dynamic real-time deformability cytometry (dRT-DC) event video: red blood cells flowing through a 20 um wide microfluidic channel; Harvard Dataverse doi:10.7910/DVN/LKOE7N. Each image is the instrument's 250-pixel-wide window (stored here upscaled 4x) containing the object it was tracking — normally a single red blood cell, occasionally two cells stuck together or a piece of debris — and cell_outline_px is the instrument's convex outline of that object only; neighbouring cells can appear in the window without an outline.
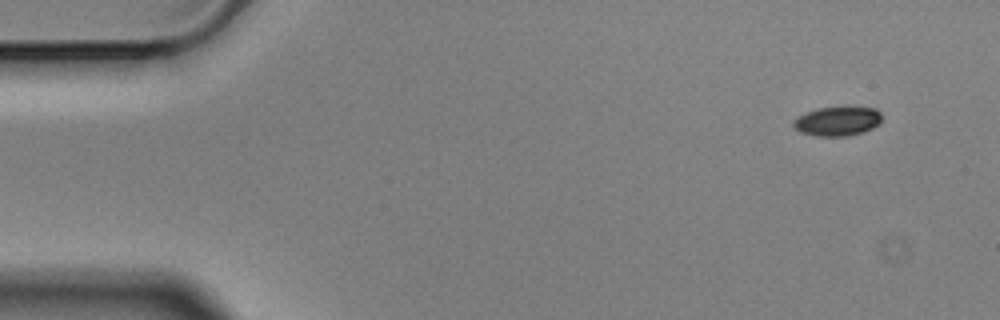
{"species": "Egyptian fruit bat (a non-hibernating species)", "species_latin": "Rousettus aegyptiacus", "temperature_condition": "cold", "stored_images_in_passage": 3, "camera_frame_rate_fps": 3000, "um_per_image_px": 0.085, "animal": {"sex": "male"}, "frame": {"image": 1, "passage_image": 1, "time_ms": 0.0, "image_size_px": [1000, 320], "cell_outline_px": [[880, 120], [872, 128], [848, 136], [816, 136], [800, 132], [792, 124], [800, 116], [816, 108], [844, 104], [876, 108], [880, 112]], "centroid_in_image_um": [71.21, 10.25], "position_along_channel_um": 13.8, "area_um2": 15.37}}